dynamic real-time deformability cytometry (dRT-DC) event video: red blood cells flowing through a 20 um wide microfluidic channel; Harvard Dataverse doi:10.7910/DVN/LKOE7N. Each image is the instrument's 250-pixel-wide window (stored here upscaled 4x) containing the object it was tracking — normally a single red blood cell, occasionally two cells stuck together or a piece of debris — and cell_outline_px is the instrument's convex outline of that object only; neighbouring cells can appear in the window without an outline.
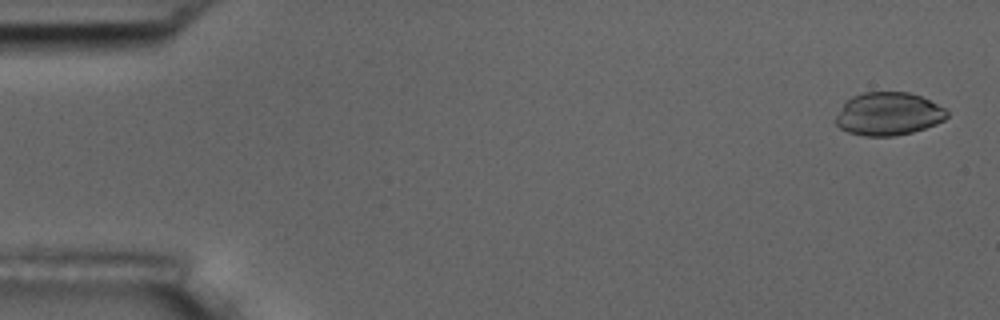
{"species": "common noctule bat (a hibernating species)", "species_latin": "Nyctalus noctula", "temperature_condition": "room temperature", "stored_images_in_passage": 7, "camera_frame_rate_fps": 3000, "um_per_image_px": 0.085, "animal": {"sex": "male", "body_mass_g": 17.5, "forearm_length_mm": 52.3}, "frame": {"image": 1, "passage_image": 1, "time_ms": 0.0, "image_size_px": [1000, 320], "cell_outline_px": [[948, 116], [944, 120], [936, 124], [912, 132], [896, 136], [864, 136], [848, 132], [840, 128], [836, 124], [836, 116], [844, 104], [852, 96], [864, 92], [908, 92], [920, 96], [944, 108], [948, 112]], "centroid_in_image_um": [75.51, 9.69], "position_along_channel_um": 9.5, "area_um2": 27.69}}
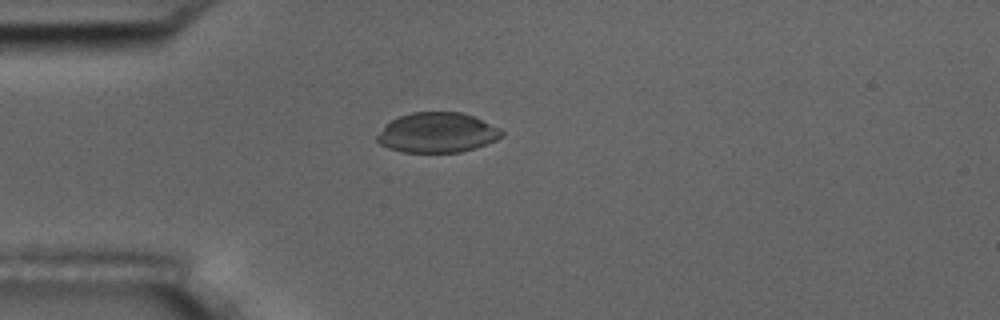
{"frame": {"image": 2, "passage_image": 4, "time_ms": 4.333, "image_size_px": [1000, 320], "cell_outline_px": [[504, 136], [496, 140], [476, 148], [460, 152], [404, 152], [388, 148], [380, 144], [376, 140], [376, 136], [384, 124], [400, 116], [412, 112], [464, 112], [476, 116], [500, 128], [504, 132]], "centroid_in_image_um": [37.19, 11.26], "position_along_channel_um": 47.8, "area_um2": 29.36}}